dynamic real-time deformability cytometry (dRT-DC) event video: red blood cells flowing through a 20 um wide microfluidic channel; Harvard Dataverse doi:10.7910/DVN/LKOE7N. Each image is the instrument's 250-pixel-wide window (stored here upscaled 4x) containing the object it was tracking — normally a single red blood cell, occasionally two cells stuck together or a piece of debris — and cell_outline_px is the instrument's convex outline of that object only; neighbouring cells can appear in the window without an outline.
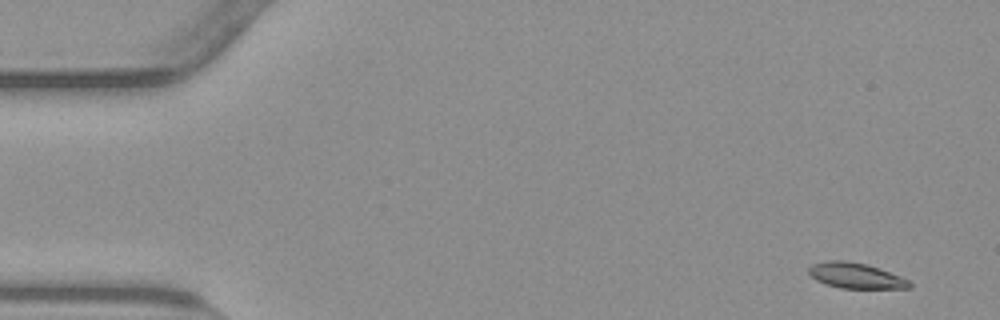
{"species": "common noctule bat (a hibernating species)", "species_latin": "Nyctalus noctula", "temperature_condition": "warm", "stored_images_in_passage": 53, "camera_frame_rate_fps": 3000, "um_per_image_px": 0.085, "animal": {"sex": "male", "body_mass_g": 23.1, "forearm_length_mm": 52.7}, "frame": {"image": 1, "passage_image": 2, "time_ms": 0.333, "image_size_px": [1000, 320], "cell_outline_px": [[912, 288], [840, 288], [816, 280], [808, 272], [808, 268], [812, 264], [828, 260], [844, 260], [868, 264], [900, 276], [908, 280], [912, 284]], "centroid_in_image_um": [72.74, 23.42], "position_along_channel_um": 12.3, "area_um2": 14.91}}
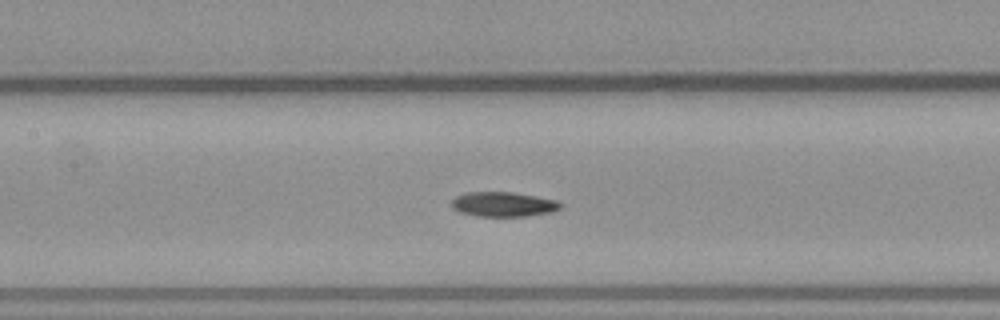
{"frame": {"image": 2, "passage_image": 24, "time_ms": 7.667, "image_size_px": [1000, 320], "cell_outline_px": [[564, 204], [560, 208], [552, 212], [528, 216], [476, 216], [460, 212], [452, 208], [452, 200], [456, 196], [464, 192], [512, 192], [536, 196], [556, 200]], "centroid_in_image_um": [42.79, 17.36], "position_along_channel_um": 164.6, "area_um2": 15.78}}
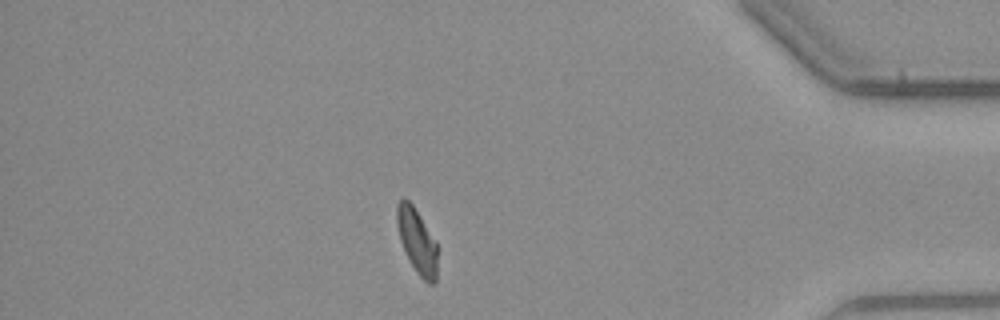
{"frame": {"image": 3, "passage_image": 46, "time_ms": 15.0, "image_size_px": [1000, 320], "cell_outline_px": [[436, 284], [428, 284], [416, 272], [400, 240], [396, 224], [396, 204], [404, 196], [412, 204], [436, 240]], "centroid_in_image_um": [35.43, 20.45], "position_along_channel_um": 399.8, "area_um2": 15.2}, "authors_computed_cell_mechanics": {"area_um2": 15.606, "velocity_mm_per_s": 3.78, "shape_relaxation_time_tau1_ms": 4.3906, "shape_relaxation_time_tau2_ms": 5.2769, "deformation_change_tau1": 0.1784, "deformation_change_tau2": 0.1009}}